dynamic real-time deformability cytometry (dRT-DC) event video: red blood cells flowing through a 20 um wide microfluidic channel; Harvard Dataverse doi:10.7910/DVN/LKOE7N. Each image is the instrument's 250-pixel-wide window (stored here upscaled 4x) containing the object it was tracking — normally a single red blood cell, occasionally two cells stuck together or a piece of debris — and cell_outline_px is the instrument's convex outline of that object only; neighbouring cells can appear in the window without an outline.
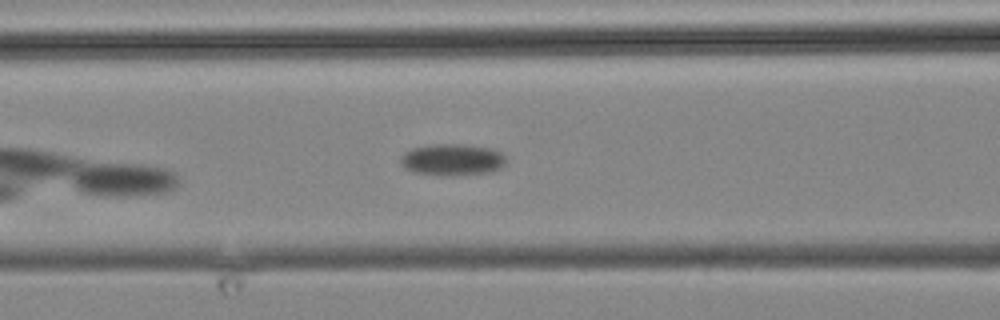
{"species": "common noctule bat (a hibernating species)", "species_latin": "Nyctalus noctula", "temperature_condition": "cold", "stored_images_in_passage": 3, "camera_frame_rate_fps": 3000, "um_per_image_px": 0.085, "animal": {"sex": "male", "body_mass_g": 19.2, "forearm_length_mm": 51.8}, "frame": {"image": 1, "passage_image": 3, "time_ms": 2.333, "image_size_px": [1000, 320], "cell_outline_px": [[508, 160], [500, 168], [492, 172], [416, 172], [404, 168], [400, 164], [400, 156], [404, 152], [412, 148], [432, 144], [464, 144], [492, 148], [500, 152]], "centroid_in_image_um": [38.45, 13.5], "position_along_channel_um": 128.2, "area_um2": 18.55}}